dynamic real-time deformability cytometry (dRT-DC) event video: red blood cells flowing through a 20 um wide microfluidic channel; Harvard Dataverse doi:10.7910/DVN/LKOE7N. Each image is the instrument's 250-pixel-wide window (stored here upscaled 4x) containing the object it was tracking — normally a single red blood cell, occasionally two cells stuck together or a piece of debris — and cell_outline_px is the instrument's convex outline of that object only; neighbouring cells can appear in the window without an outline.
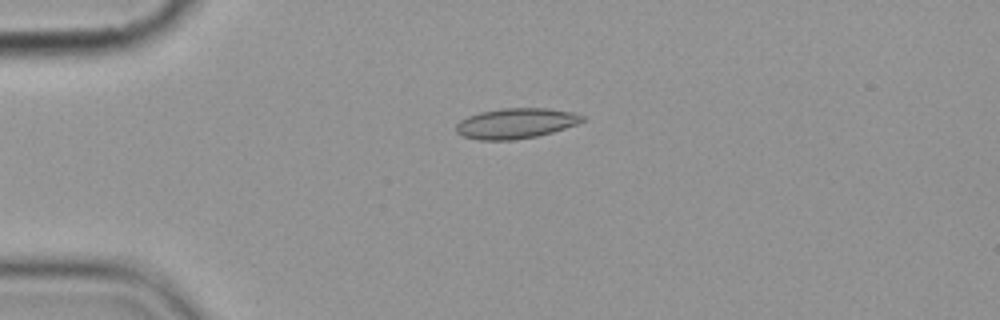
{"species": "common noctule bat (a hibernating species)", "species_latin": "Nyctalus noctula", "temperature_condition": "cold", "stored_images_in_passage": 5, "camera_frame_rate_fps": 3000, "um_per_image_px": 0.085, "animal": {"sex": "female", "body_mass_g": 19.9}, "frame": {"image": 1, "passage_image": 5, "time_ms": 4.667, "image_size_px": [1000, 320], "cell_outline_px": [[584, 120], [576, 124], [552, 132], [536, 136], [512, 140], [480, 140], [464, 136], [456, 132], [456, 124], [460, 120], [468, 116], [480, 112], [504, 108], [548, 108], [572, 112], [584, 116]], "centroid_in_image_um": [43.83, 10.48], "position_along_channel_um": 41.2, "area_um2": 22.14}}